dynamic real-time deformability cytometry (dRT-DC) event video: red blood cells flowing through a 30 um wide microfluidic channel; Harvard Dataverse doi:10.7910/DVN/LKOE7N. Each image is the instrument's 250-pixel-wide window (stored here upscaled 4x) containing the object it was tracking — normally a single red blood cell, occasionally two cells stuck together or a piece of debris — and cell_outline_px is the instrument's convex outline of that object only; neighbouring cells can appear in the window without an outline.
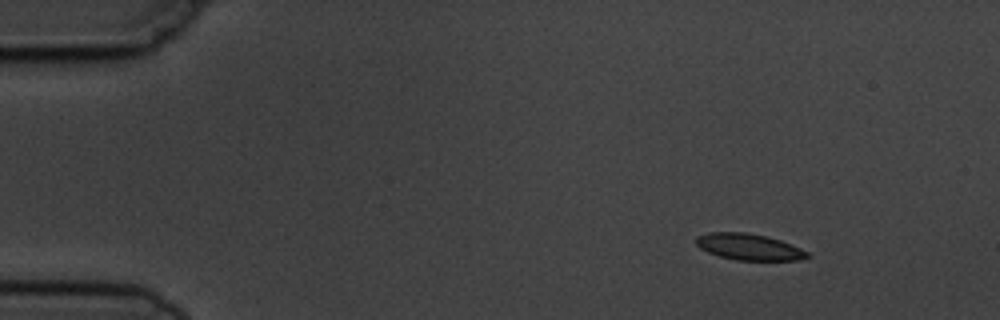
{"species": "common noctule bat (a hibernating species)", "species_latin": "Nyctalus noctula", "temperature_condition": "cold", "stored_images_in_passage": 3, "camera_frame_rate_fps": 3000, "um_per_image_px": 0.085, "animal": {"sex": "male", "body_mass_g": 19.5, "forearm_length_mm": 54.6}, "frame": {"image": 1, "passage_image": 1, "time_ms": 0.0, "image_size_px": [1000, 320], "cell_outline_px": [[812, 256], [796, 260], [736, 260], [720, 256], [708, 252], [700, 248], [696, 244], [696, 236], [708, 232], [744, 232], [768, 236], [780, 240], [800, 248], [808, 252]], "centroid_in_image_um": [63.65, 20.98], "position_along_channel_um": 21.4, "area_um2": 17.05}}
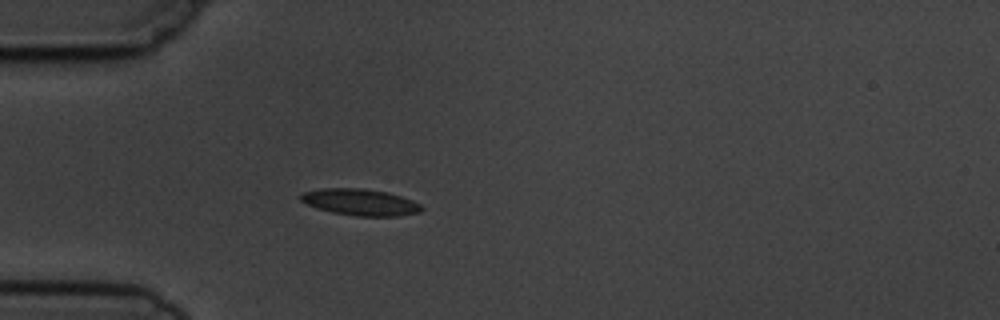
{"frame": {"image": 2, "passage_image": 3, "time_ms": 3.0, "image_size_px": [1000, 320], "cell_outline_px": [[424, 208], [420, 212], [400, 216], [356, 216], [332, 212], [316, 208], [300, 200], [300, 192], [324, 188], [364, 188], [388, 192], [412, 200], [420, 204]], "centroid_in_image_um": [30.62, 17.18], "position_along_channel_um": 54.4, "area_um2": 18.79}}